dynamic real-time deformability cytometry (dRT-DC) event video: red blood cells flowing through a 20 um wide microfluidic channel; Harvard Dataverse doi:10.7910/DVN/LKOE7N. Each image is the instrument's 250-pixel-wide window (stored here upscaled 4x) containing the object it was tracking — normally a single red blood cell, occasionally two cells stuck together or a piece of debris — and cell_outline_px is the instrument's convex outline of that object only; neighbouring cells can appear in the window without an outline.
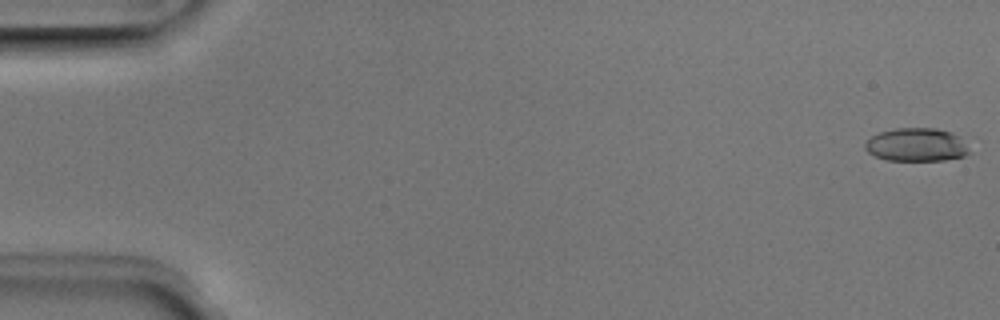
{"species": "Egyptian fruit bat (a non-hibernating species)", "species_latin": "Rousettus aegyptiacus", "temperature_condition": "room temperature", "stored_images_in_passage": 51, "camera_frame_rate_fps": 3000, "um_per_image_px": 0.085, "animal": {"sex": "male"}, "frame": {"image": 1, "passage_image": 1, "time_ms": 0.0, "image_size_px": [1000, 320], "cell_outline_px": [[968, 152], [964, 156], [944, 160], [888, 160], [876, 156], [868, 152], [864, 148], [864, 144], [872, 136], [880, 132], [896, 128], [936, 128], [952, 132], [960, 136]], "centroid_in_image_um": [77.88, 12.29], "position_along_channel_um": 7.1, "area_um2": 20.0}}
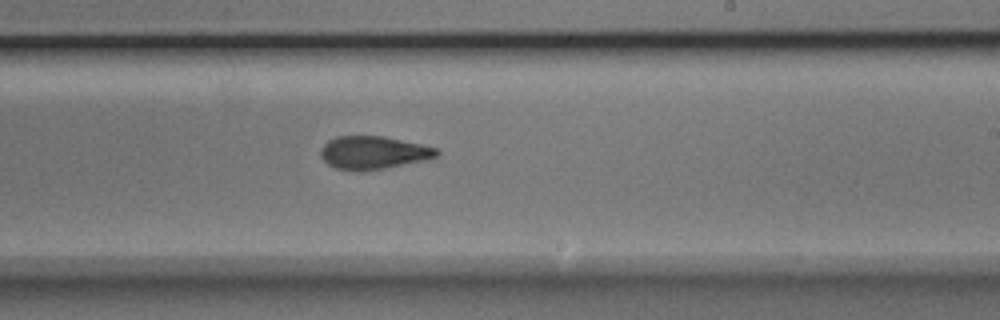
{"frame": {"image": 2, "passage_image": 31, "time_ms": 10.0, "image_size_px": [1000, 320], "cell_outline_px": [[440, 152], [436, 156], [428, 160], [364, 172], [356, 172], [336, 168], [328, 164], [320, 156], [320, 148], [328, 140], [336, 136], [384, 136], [420, 144], [436, 148]], "centroid_in_image_um": [31.71, 12.99], "position_along_channel_um": 257.3, "area_um2": 22.6}}
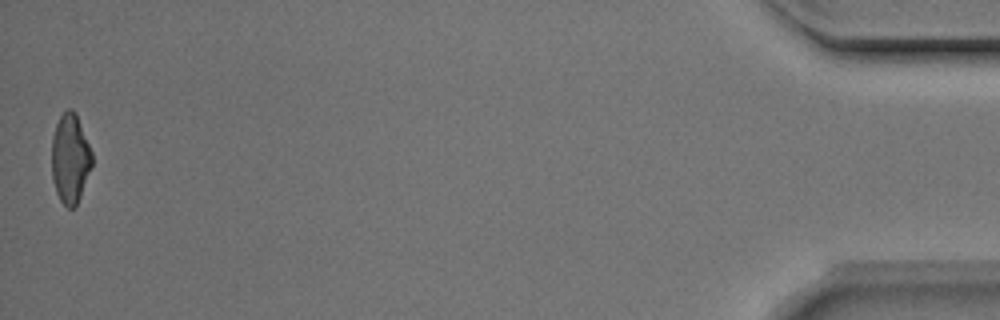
{"frame": {"image": 3, "passage_image": 51, "time_ms": 16.667, "image_size_px": [1000, 320], "cell_outline_px": [[92, 164], [80, 196], [76, 204], [72, 208], [68, 208], [60, 200], [56, 192], [52, 180], [52, 136], [56, 124], [60, 116], [68, 108], [72, 108], [76, 112], [92, 152]], "centroid_in_image_um": [5.95, 13.44], "position_along_channel_um": 429.2, "area_um2": 20.92}, "authors_computed_cell_mechanics": {"area_um2": 21.8484, "velocity_mm_per_s": 3.993, "shape_relaxation_time_tau1_ms": 3.4309, "shape_relaxation_time_tau2_ms": 2.7533, "deformation_change_tau1": 0.1464, "deformation_change_tau2": 0.0949}}